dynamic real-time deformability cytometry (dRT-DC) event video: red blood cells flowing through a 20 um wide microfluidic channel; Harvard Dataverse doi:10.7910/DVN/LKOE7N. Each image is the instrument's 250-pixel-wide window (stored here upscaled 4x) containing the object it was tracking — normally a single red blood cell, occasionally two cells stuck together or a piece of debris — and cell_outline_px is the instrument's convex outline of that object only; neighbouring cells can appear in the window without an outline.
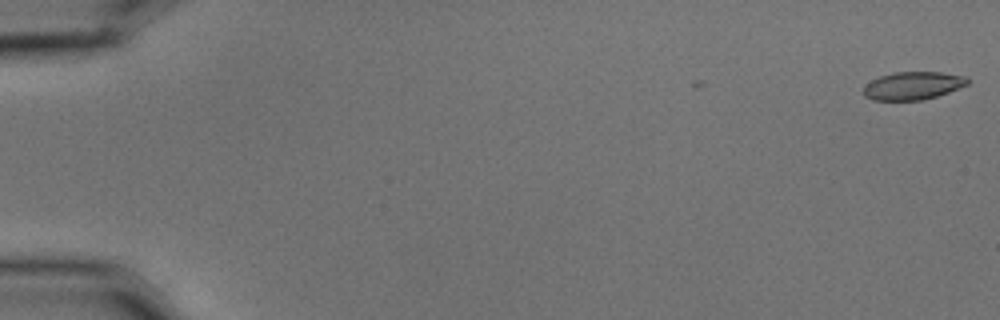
{"species": "common noctule bat (a hibernating species)", "species_latin": "Nyctalus noctula", "temperature_condition": "cold", "stored_images_in_passage": 4, "camera_frame_rate_fps": 3000, "um_per_image_px": 0.085, "animal": {"sex": "male", "body_mass_g": 15.6}, "frame": {"image": 1, "passage_image": 1, "time_ms": 0.0, "image_size_px": [1000, 320], "cell_outline_px": [[968, 84], [948, 92], [924, 100], [872, 100], [864, 96], [864, 84], [880, 76], [892, 72], [940, 72], [968, 76]], "centroid_in_image_um": [77.58, 7.28], "position_along_channel_um": 7.4, "area_um2": 16.99}}